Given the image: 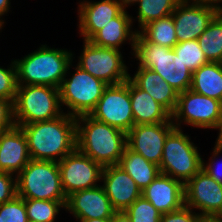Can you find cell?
<instances>
[{
	"mask_svg": "<svg viewBox=\"0 0 222 222\" xmlns=\"http://www.w3.org/2000/svg\"><path fill=\"white\" fill-rule=\"evenodd\" d=\"M33 160L61 161L76 149V117L63 113L52 120L21 126Z\"/></svg>",
	"mask_w": 222,
	"mask_h": 222,
	"instance_id": "cell-1",
	"label": "cell"
},
{
	"mask_svg": "<svg viewBox=\"0 0 222 222\" xmlns=\"http://www.w3.org/2000/svg\"><path fill=\"white\" fill-rule=\"evenodd\" d=\"M127 146V133L89 114L76 117V148L103 167L118 165Z\"/></svg>",
	"mask_w": 222,
	"mask_h": 222,
	"instance_id": "cell-2",
	"label": "cell"
},
{
	"mask_svg": "<svg viewBox=\"0 0 222 222\" xmlns=\"http://www.w3.org/2000/svg\"><path fill=\"white\" fill-rule=\"evenodd\" d=\"M74 52L67 48L49 47L41 44L35 51L20 59H13L17 70L18 85H45L59 88Z\"/></svg>",
	"mask_w": 222,
	"mask_h": 222,
	"instance_id": "cell-3",
	"label": "cell"
},
{
	"mask_svg": "<svg viewBox=\"0 0 222 222\" xmlns=\"http://www.w3.org/2000/svg\"><path fill=\"white\" fill-rule=\"evenodd\" d=\"M136 65L158 73L178 93L191 88L193 72L184 65L173 48L163 47L135 37L132 56Z\"/></svg>",
	"mask_w": 222,
	"mask_h": 222,
	"instance_id": "cell-4",
	"label": "cell"
},
{
	"mask_svg": "<svg viewBox=\"0 0 222 222\" xmlns=\"http://www.w3.org/2000/svg\"><path fill=\"white\" fill-rule=\"evenodd\" d=\"M63 113L59 88L45 85H18L13 102L15 126L52 120Z\"/></svg>",
	"mask_w": 222,
	"mask_h": 222,
	"instance_id": "cell-5",
	"label": "cell"
},
{
	"mask_svg": "<svg viewBox=\"0 0 222 222\" xmlns=\"http://www.w3.org/2000/svg\"><path fill=\"white\" fill-rule=\"evenodd\" d=\"M73 63L68 66L59 92L63 111L78 117L91 113L108 85ZM70 68L74 73H70Z\"/></svg>",
	"mask_w": 222,
	"mask_h": 222,
	"instance_id": "cell-6",
	"label": "cell"
},
{
	"mask_svg": "<svg viewBox=\"0 0 222 222\" xmlns=\"http://www.w3.org/2000/svg\"><path fill=\"white\" fill-rule=\"evenodd\" d=\"M183 131L175 127L168 134L159 167L162 174L171 176L185 185L202 169L204 156L189 134Z\"/></svg>",
	"mask_w": 222,
	"mask_h": 222,
	"instance_id": "cell-7",
	"label": "cell"
},
{
	"mask_svg": "<svg viewBox=\"0 0 222 222\" xmlns=\"http://www.w3.org/2000/svg\"><path fill=\"white\" fill-rule=\"evenodd\" d=\"M17 196L23 199L66 202L58 162L31 159L16 176Z\"/></svg>",
	"mask_w": 222,
	"mask_h": 222,
	"instance_id": "cell-8",
	"label": "cell"
},
{
	"mask_svg": "<svg viewBox=\"0 0 222 222\" xmlns=\"http://www.w3.org/2000/svg\"><path fill=\"white\" fill-rule=\"evenodd\" d=\"M172 122L176 128H191L217 130V138H222V104L221 101L210 98L191 89L180 92L177 106L172 114Z\"/></svg>",
	"mask_w": 222,
	"mask_h": 222,
	"instance_id": "cell-9",
	"label": "cell"
},
{
	"mask_svg": "<svg viewBox=\"0 0 222 222\" xmlns=\"http://www.w3.org/2000/svg\"><path fill=\"white\" fill-rule=\"evenodd\" d=\"M83 49L77 56V66L95 78L114 85L129 79V67L123 60V52L113 48L93 45L90 41H82Z\"/></svg>",
	"mask_w": 222,
	"mask_h": 222,
	"instance_id": "cell-10",
	"label": "cell"
},
{
	"mask_svg": "<svg viewBox=\"0 0 222 222\" xmlns=\"http://www.w3.org/2000/svg\"><path fill=\"white\" fill-rule=\"evenodd\" d=\"M89 115L127 133L134 126L129 79L119 84L108 85Z\"/></svg>",
	"mask_w": 222,
	"mask_h": 222,
	"instance_id": "cell-11",
	"label": "cell"
},
{
	"mask_svg": "<svg viewBox=\"0 0 222 222\" xmlns=\"http://www.w3.org/2000/svg\"><path fill=\"white\" fill-rule=\"evenodd\" d=\"M58 167L66 197L75 191L91 189L101 184L104 167L77 148L59 161Z\"/></svg>",
	"mask_w": 222,
	"mask_h": 222,
	"instance_id": "cell-12",
	"label": "cell"
},
{
	"mask_svg": "<svg viewBox=\"0 0 222 222\" xmlns=\"http://www.w3.org/2000/svg\"><path fill=\"white\" fill-rule=\"evenodd\" d=\"M221 10L214 3L181 0L172 13L178 43L198 39Z\"/></svg>",
	"mask_w": 222,
	"mask_h": 222,
	"instance_id": "cell-13",
	"label": "cell"
},
{
	"mask_svg": "<svg viewBox=\"0 0 222 222\" xmlns=\"http://www.w3.org/2000/svg\"><path fill=\"white\" fill-rule=\"evenodd\" d=\"M185 206L199 215H222V184L202 169L184 185Z\"/></svg>",
	"mask_w": 222,
	"mask_h": 222,
	"instance_id": "cell-14",
	"label": "cell"
},
{
	"mask_svg": "<svg viewBox=\"0 0 222 222\" xmlns=\"http://www.w3.org/2000/svg\"><path fill=\"white\" fill-rule=\"evenodd\" d=\"M174 128L173 122L134 125L127 132V146L160 166L165 140Z\"/></svg>",
	"mask_w": 222,
	"mask_h": 222,
	"instance_id": "cell-15",
	"label": "cell"
},
{
	"mask_svg": "<svg viewBox=\"0 0 222 222\" xmlns=\"http://www.w3.org/2000/svg\"><path fill=\"white\" fill-rule=\"evenodd\" d=\"M77 4V33L86 41L124 10L118 0H80Z\"/></svg>",
	"mask_w": 222,
	"mask_h": 222,
	"instance_id": "cell-16",
	"label": "cell"
},
{
	"mask_svg": "<svg viewBox=\"0 0 222 222\" xmlns=\"http://www.w3.org/2000/svg\"><path fill=\"white\" fill-rule=\"evenodd\" d=\"M65 208L75 220L112 218L115 212L102 185L73 192Z\"/></svg>",
	"mask_w": 222,
	"mask_h": 222,
	"instance_id": "cell-17",
	"label": "cell"
},
{
	"mask_svg": "<svg viewBox=\"0 0 222 222\" xmlns=\"http://www.w3.org/2000/svg\"><path fill=\"white\" fill-rule=\"evenodd\" d=\"M101 182L115 211H125L142 196L135 181L119 165L105 166Z\"/></svg>",
	"mask_w": 222,
	"mask_h": 222,
	"instance_id": "cell-18",
	"label": "cell"
},
{
	"mask_svg": "<svg viewBox=\"0 0 222 222\" xmlns=\"http://www.w3.org/2000/svg\"><path fill=\"white\" fill-rule=\"evenodd\" d=\"M184 193L182 182L161 173L142 191V197L160 214H164L176 211L185 205Z\"/></svg>",
	"mask_w": 222,
	"mask_h": 222,
	"instance_id": "cell-19",
	"label": "cell"
},
{
	"mask_svg": "<svg viewBox=\"0 0 222 222\" xmlns=\"http://www.w3.org/2000/svg\"><path fill=\"white\" fill-rule=\"evenodd\" d=\"M31 160L27 139L21 127L0 133V171L18 175Z\"/></svg>",
	"mask_w": 222,
	"mask_h": 222,
	"instance_id": "cell-20",
	"label": "cell"
},
{
	"mask_svg": "<svg viewBox=\"0 0 222 222\" xmlns=\"http://www.w3.org/2000/svg\"><path fill=\"white\" fill-rule=\"evenodd\" d=\"M127 10H123L110 23L100 29L89 41L98 47L113 48L122 51V45L129 43L133 56L137 30ZM128 41V42H127Z\"/></svg>",
	"mask_w": 222,
	"mask_h": 222,
	"instance_id": "cell-21",
	"label": "cell"
},
{
	"mask_svg": "<svg viewBox=\"0 0 222 222\" xmlns=\"http://www.w3.org/2000/svg\"><path fill=\"white\" fill-rule=\"evenodd\" d=\"M129 79L138 88L148 92L171 115L174 113L179 93L158 73L148 68L137 67L133 74L129 73Z\"/></svg>",
	"mask_w": 222,
	"mask_h": 222,
	"instance_id": "cell-22",
	"label": "cell"
},
{
	"mask_svg": "<svg viewBox=\"0 0 222 222\" xmlns=\"http://www.w3.org/2000/svg\"><path fill=\"white\" fill-rule=\"evenodd\" d=\"M131 109L134 125L172 122V115L146 91L129 79Z\"/></svg>",
	"mask_w": 222,
	"mask_h": 222,
	"instance_id": "cell-23",
	"label": "cell"
},
{
	"mask_svg": "<svg viewBox=\"0 0 222 222\" xmlns=\"http://www.w3.org/2000/svg\"><path fill=\"white\" fill-rule=\"evenodd\" d=\"M135 181L141 191L148 187L161 174L160 167L149 162L141 154L125 147L118 164Z\"/></svg>",
	"mask_w": 222,
	"mask_h": 222,
	"instance_id": "cell-24",
	"label": "cell"
},
{
	"mask_svg": "<svg viewBox=\"0 0 222 222\" xmlns=\"http://www.w3.org/2000/svg\"><path fill=\"white\" fill-rule=\"evenodd\" d=\"M190 89L195 93L222 101V63L208 62L194 71Z\"/></svg>",
	"mask_w": 222,
	"mask_h": 222,
	"instance_id": "cell-25",
	"label": "cell"
},
{
	"mask_svg": "<svg viewBox=\"0 0 222 222\" xmlns=\"http://www.w3.org/2000/svg\"><path fill=\"white\" fill-rule=\"evenodd\" d=\"M137 34L144 41L167 48H173L178 43L172 14L150 22L143 26Z\"/></svg>",
	"mask_w": 222,
	"mask_h": 222,
	"instance_id": "cell-26",
	"label": "cell"
},
{
	"mask_svg": "<svg viewBox=\"0 0 222 222\" xmlns=\"http://www.w3.org/2000/svg\"><path fill=\"white\" fill-rule=\"evenodd\" d=\"M181 0H139L137 2L136 17L131 16L134 22H138L137 32L152 21L171 15ZM137 19V20H135Z\"/></svg>",
	"mask_w": 222,
	"mask_h": 222,
	"instance_id": "cell-27",
	"label": "cell"
},
{
	"mask_svg": "<svg viewBox=\"0 0 222 222\" xmlns=\"http://www.w3.org/2000/svg\"><path fill=\"white\" fill-rule=\"evenodd\" d=\"M208 62L222 63V10L197 39Z\"/></svg>",
	"mask_w": 222,
	"mask_h": 222,
	"instance_id": "cell-28",
	"label": "cell"
},
{
	"mask_svg": "<svg viewBox=\"0 0 222 222\" xmlns=\"http://www.w3.org/2000/svg\"><path fill=\"white\" fill-rule=\"evenodd\" d=\"M29 222H55L66 202L24 199Z\"/></svg>",
	"mask_w": 222,
	"mask_h": 222,
	"instance_id": "cell-29",
	"label": "cell"
},
{
	"mask_svg": "<svg viewBox=\"0 0 222 222\" xmlns=\"http://www.w3.org/2000/svg\"><path fill=\"white\" fill-rule=\"evenodd\" d=\"M173 50L192 72L208 63L197 39L179 42L173 47Z\"/></svg>",
	"mask_w": 222,
	"mask_h": 222,
	"instance_id": "cell-30",
	"label": "cell"
},
{
	"mask_svg": "<svg viewBox=\"0 0 222 222\" xmlns=\"http://www.w3.org/2000/svg\"><path fill=\"white\" fill-rule=\"evenodd\" d=\"M125 212L132 222H160L161 214L144 197H139Z\"/></svg>",
	"mask_w": 222,
	"mask_h": 222,
	"instance_id": "cell-31",
	"label": "cell"
},
{
	"mask_svg": "<svg viewBox=\"0 0 222 222\" xmlns=\"http://www.w3.org/2000/svg\"><path fill=\"white\" fill-rule=\"evenodd\" d=\"M18 88L17 70L12 58L7 68L0 66V98L14 102Z\"/></svg>",
	"mask_w": 222,
	"mask_h": 222,
	"instance_id": "cell-32",
	"label": "cell"
},
{
	"mask_svg": "<svg viewBox=\"0 0 222 222\" xmlns=\"http://www.w3.org/2000/svg\"><path fill=\"white\" fill-rule=\"evenodd\" d=\"M0 222H29L24 199L15 196L11 201L0 204Z\"/></svg>",
	"mask_w": 222,
	"mask_h": 222,
	"instance_id": "cell-33",
	"label": "cell"
},
{
	"mask_svg": "<svg viewBox=\"0 0 222 222\" xmlns=\"http://www.w3.org/2000/svg\"><path fill=\"white\" fill-rule=\"evenodd\" d=\"M220 154H222V138H216L212 153L210 154L211 157L207 158L208 162L202 159V170L216 182L222 184V162L218 161L220 160Z\"/></svg>",
	"mask_w": 222,
	"mask_h": 222,
	"instance_id": "cell-34",
	"label": "cell"
},
{
	"mask_svg": "<svg viewBox=\"0 0 222 222\" xmlns=\"http://www.w3.org/2000/svg\"><path fill=\"white\" fill-rule=\"evenodd\" d=\"M17 196L16 175L0 171V204Z\"/></svg>",
	"mask_w": 222,
	"mask_h": 222,
	"instance_id": "cell-35",
	"label": "cell"
},
{
	"mask_svg": "<svg viewBox=\"0 0 222 222\" xmlns=\"http://www.w3.org/2000/svg\"><path fill=\"white\" fill-rule=\"evenodd\" d=\"M198 215V212L184 205L176 211L161 214L160 222H196Z\"/></svg>",
	"mask_w": 222,
	"mask_h": 222,
	"instance_id": "cell-36",
	"label": "cell"
},
{
	"mask_svg": "<svg viewBox=\"0 0 222 222\" xmlns=\"http://www.w3.org/2000/svg\"><path fill=\"white\" fill-rule=\"evenodd\" d=\"M14 126L13 102L0 98V133L8 131Z\"/></svg>",
	"mask_w": 222,
	"mask_h": 222,
	"instance_id": "cell-37",
	"label": "cell"
},
{
	"mask_svg": "<svg viewBox=\"0 0 222 222\" xmlns=\"http://www.w3.org/2000/svg\"><path fill=\"white\" fill-rule=\"evenodd\" d=\"M11 0H0V22L6 24L5 19H3L5 16H8V12H10L11 9ZM4 16V17H3Z\"/></svg>",
	"mask_w": 222,
	"mask_h": 222,
	"instance_id": "cell-38",
	"label": "cell"
},
{
	"mask_svg": "<svg viewBox=\"0 0 222 222\" xmlns=\"http://www.w3.org/2000/svg\"><path fill=\"white\" fill-rule=\"evenodd\" d=\"M112 222H132L130 216L125 211H115Z\"/></svg>",
	"mask_w": 222,
	"mask_h": 222,
	"instance_id": "cell-39",
	"label": "cell"
},
{
	"mask_svg": "<svg viewBox=\"0 0 222 222\" xmlns=\"http://www.w3.org/2000/svg\"><path fill=\"white\" fill-rule=\"evenodd\" d=\"M196 222H222V215H198Z\"/></svg>",
	"mask_w": 222,
	"mask_h": 222,
	"instance_id": "cell-40",
	"label": "cell"
},
{
	"mask_svg": "<svg viewBox=\"0 0 222 222\" xmlns=\"http://www.w3.org/2000/svg\"><path fill=\"white\" fill-rule=\"evenodd\" d=\"M124 10L130 9L131 6H135L139 0H118ZM128 8V9H127Z\"/></svg>",
	"mask_w": 222,
	"mask_h": 222,
	"instance_id": "cell-41",
	"label": "cell"
},
{
	"mask_svg": "<svg viewBox=\"0 0 222 222\" xmlns=\"http://www.w3.org/2000/svg\"><path fill=\"white\" fill-rule=\"evenodd\" d=\"M77 222H112V219L111 218L88 219V220H77Z\"/></svg>",
	"mask_w": 222,
	"mask_h": 222,
	"instance_id": "cell-42",
	"label": "cell"
},
{
	"mask_svg": "<svg viewBox=\"0 0 222 222\" xmlns=\"http://www.w3.org/2000/svg\"><path fill=\"white\" fill-rule=\"evenodd\" d=\"M186 1L210 2L217 4L222 8V0H186Z\"/></svg>",
	"mask_w": 222,
	"mask_h": 222,
	"instance_id": "cell-43",
	"label": "cell"
},
{
	"mask_svg": "<svg viewBox=\"0 0 222 222\" xmlns=\"http://www.w3.org/2000/svg\"><path fill=\"white\" fill-rule=\"evenodd\" d=\"M4 23L0 22V33L2 32V29H4Z\"/></svg>",
	"mask_w": 222,
	"mask_h": 222,
	"instance_id": "cell-44",
	"label": "cell"
}]
</instances>
